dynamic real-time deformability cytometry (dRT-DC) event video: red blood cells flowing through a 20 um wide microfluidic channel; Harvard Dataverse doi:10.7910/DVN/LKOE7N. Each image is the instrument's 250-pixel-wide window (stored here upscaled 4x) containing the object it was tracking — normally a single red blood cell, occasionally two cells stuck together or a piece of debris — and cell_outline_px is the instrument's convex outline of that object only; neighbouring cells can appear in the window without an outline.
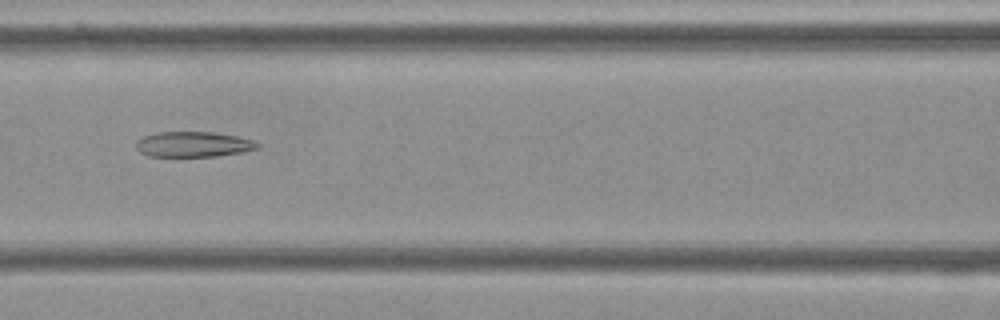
{"species": "Egyptian fruit bat (a non-hibernating species)", "species_latin": "Rousettus aegyptiacus", "temperature_condition": "cold", "stored_images_in_passage": 42, "camera_frame_rate_fps": 3000, "um_per_image_px": 0.085, "frame": {"image": 1, "passage_image": 11, "time_ms": 3.333, "image_size_px": [1000, 320], "cell_outline_px": [[260, 148], [240, 152], [216, 156], [148, 156], [140, 152], [136, 148], [136, 144], [144, 136], [156, 132], [212, 132], [240, 136], [256, 140], [260, 144]], "centroid_in_image_um": [16.49, 12.26], "position_along_channel_um": 150.1, "area_um2": 17.98}}
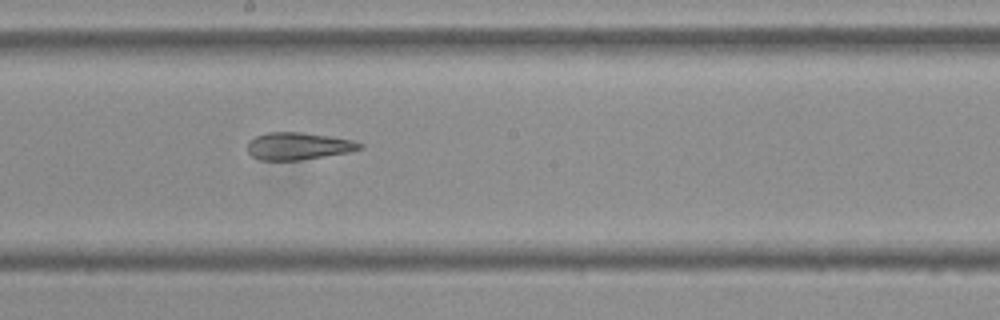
{"frame": {"image": 2, "passage_image": 17, "time_ms": 5.333, "image_size_px": [1000, 320], "cell_outline_px": [[364, 148], [348, 152], [300, 160], [260, 160], [252, 156], [248, 152], [248, 140], [256, 136], [268, 132], [300, 132], [328, 136], [352, 140], [364, 144]], "centroid_in_image_um": [25.35, 12.41], "position_along_channel_um": 222.9, "area_um2": 17.8}}
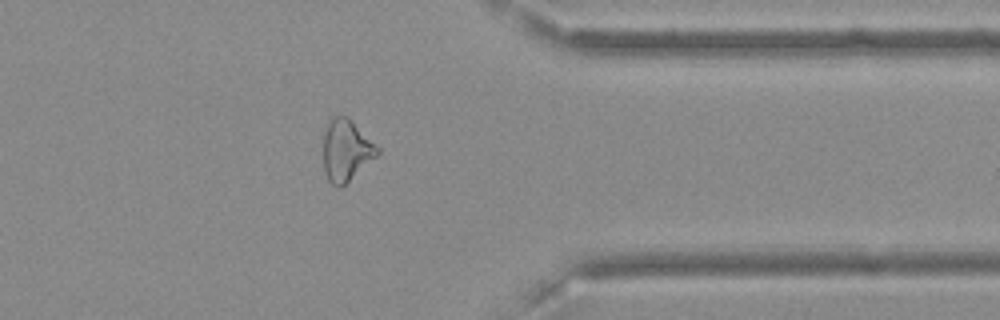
{"frame": {"image": 3, "passage_image": 31, "time_ms": 10.0, "image_size_px": [1000, 320], "cell_outline_px": [[380, 152], [376, 156], [340, 188], [336, 188], [328, 180], [324, 168], [324, 124], [336, 116], [348, 116], [380, 148]], "centroid_in_image_um": [29.41, 12.75], "position_along_channel_um": 382.0, "area_um2": 19.31}, "authors_computed_cell_mechanics": {"area_um2": 18.9873, "velocity_mm_per_s": 3.6403, "shape_relaxation_time_tau1_ms": null, "shape_relaxation_time_tau2_ms": 3.8777, "deformation_change_tau1": null, "deformation_change_tau2": 0.1504}}